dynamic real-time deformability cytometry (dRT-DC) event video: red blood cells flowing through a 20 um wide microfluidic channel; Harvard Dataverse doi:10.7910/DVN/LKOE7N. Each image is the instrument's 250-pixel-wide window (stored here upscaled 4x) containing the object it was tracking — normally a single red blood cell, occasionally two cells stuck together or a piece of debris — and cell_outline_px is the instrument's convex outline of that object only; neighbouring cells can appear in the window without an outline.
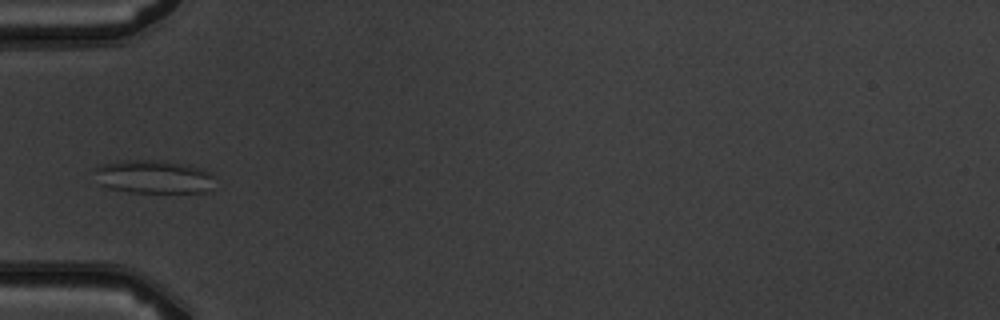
{"species": "common noctule bat (a hibernating species)", "species_latin": "Nyctalus noctula", "temperature_condition": "warm", "stored_images_in_passage": 5, "camera_frame_rate_fps": 3000, "um_per_image_px": 0.085, "animal": {"sex": "male", "body_mass_g": 19.5, "forearm_length_mm": 54.6}, "frame": {"image": 1, "passage_image": 5, "time_ms": 4.333, "image_size_px": [1000, 320], "cell_outline_px": [[212, 176], [204, 192], [132, 192], [112, 188], [100, 184], [96, 172], [96, 168], [100, 164], [124, 160], [164, 160], [188, 164], [200, 168], [208, 172]], "centroid_in_image_um": [13.0, 15.0], "position_along_channel_um": 72.0, "area_um2": 22.77}}